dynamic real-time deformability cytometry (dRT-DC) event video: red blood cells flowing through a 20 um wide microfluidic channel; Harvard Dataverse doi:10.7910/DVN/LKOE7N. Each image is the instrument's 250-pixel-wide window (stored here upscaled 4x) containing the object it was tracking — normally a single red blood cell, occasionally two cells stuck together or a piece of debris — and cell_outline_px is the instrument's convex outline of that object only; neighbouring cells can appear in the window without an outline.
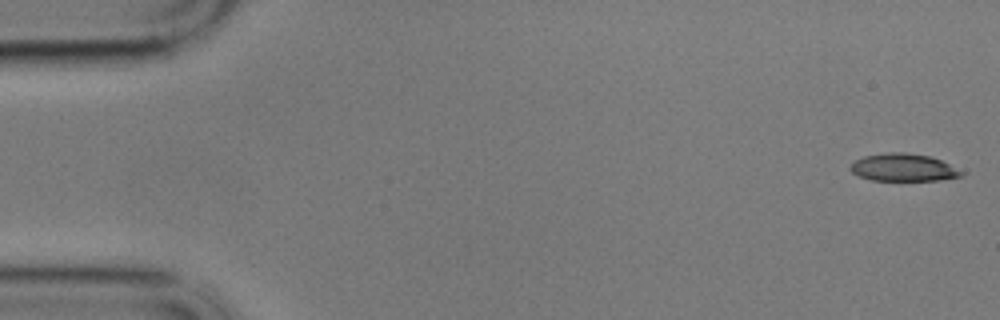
{"species": "common noctule bat (a hibernating species)", "species_latin": "Nyctalus noctula", "temperature_condition": "cold", "stored_images_in_passage": 45, "camera_frame_rate_fps": 3000, "um_per_image_px": 0.085, "animal": {"sex": "male", "body_mass_g": 17.9}, "frame": {"image": 1, "passage_image": 1, "time_ms": 0.0, "image_size_px": [1000, 320], "cell_outline_px": [[964, 172], [960, 176], [940, 180], [872, 180], [860, 176], [852, 172], [848, 168], [856, 160], [864, 156], [888, 152], [904, 152], [928, 156], [940, 160]], "centroid_in_image_um": [76.76, 14.23], "position_along_channel_um": 8.2, "area_um2": 17.51}}
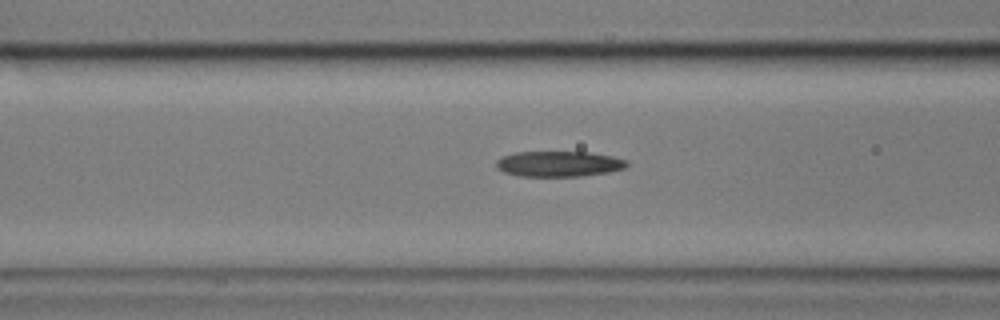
{"frame": {"image": 2, "passage_image": 22, "time_ms": 7.0, "image_size_px": [1000, 320], "cell_outline_px": [[628, 164], [624, 168], [608, 172], [580, 176], [520, 176], [504, 172], [496, 168], [496, 160], [504, 156], [516, 152], [588, 152], [612, 156], [628, 160]], "centroid_in_image_um": [47.5, 13.93], "position_along_channel_um": 119.1, "area_um2": 19.36}}
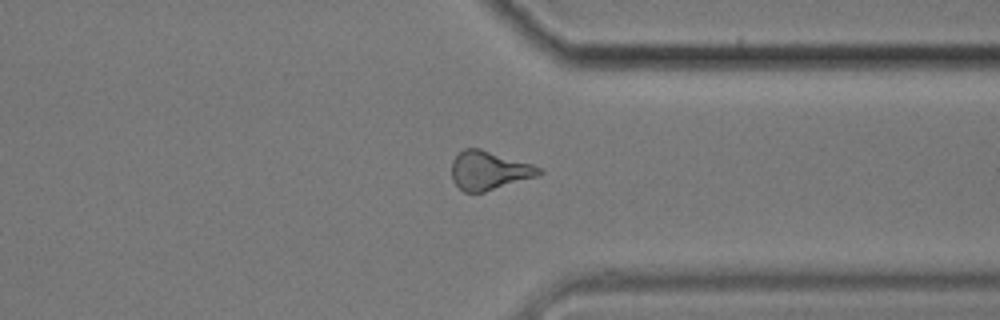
{"frame": {"image": 3, "passage_image": 44, "time_ms": 14.333, "image_size_px": [1000, 320], "cell_outline_px": [[544, 172], [536, 176], [484, 192], [464, 192], [452, 180], [452, 160], [464, 148], [480, 148], [532, 164], [540, 168]], "centroid_in_image_um": [41.54, 14.48], "position_along_channel_um": 369.9, "area_um2": 19.48}, "authors_computed_cell_mechanics": {"area_um2": 19.3052, "velocity_mm_per_s": 3.4456, "shape_relaxation_time_tau1_ms": null, "shape_relaxation_time_tau2_ms": 6.6891, "deformation_change_tau1": null, "deformation_change_tau2": 0.1841}}